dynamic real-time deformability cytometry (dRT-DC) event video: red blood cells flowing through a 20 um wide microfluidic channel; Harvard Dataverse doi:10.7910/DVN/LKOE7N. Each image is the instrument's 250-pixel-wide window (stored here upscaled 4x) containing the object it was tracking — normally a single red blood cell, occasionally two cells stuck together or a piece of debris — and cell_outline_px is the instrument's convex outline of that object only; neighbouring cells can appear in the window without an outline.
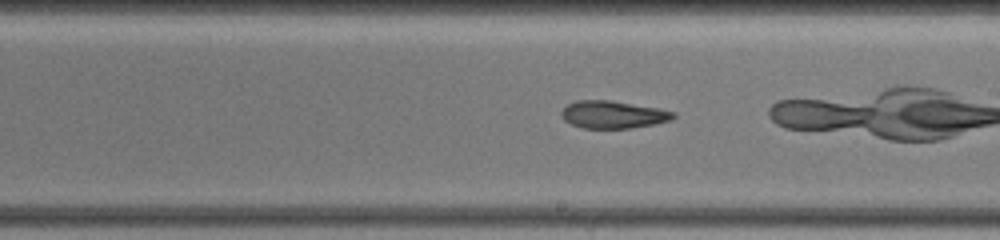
{"species": "common noctule bat (a hibernating species)", "species_latin": "Nyctalus noctula", "temperature_condition": "warm", "stored_images_in_passage": 41, "camera_frame_rate_fps": 3000, "um_per_image_px": 0.085, "animal": {"sex": "female", "body_mass_g": 19.5, "forearm_length_mm": 54.1}, "frame": {"image": 1, "passage_image": 17, "time_ms": 6.0, "image_size_px": [1000, 240], "cell_outline_px": [[676, 116], [672, 120], [656, 124], [628, 128], [584, 128], [572, 124], [564, 120], [560, 116], [560, 112], [568, 104], [576, 100], [612, 100], [656, 108], [676, 112]], "centroid_in_image_um": [52.11, 9.73], "position_along_channel_um": 236.9, "area_um2": 17.98}, "authors_computed_cell_mechanics": {"area_um2": 18.3804, "velocity_mm_per_s": 3.5194, "shape_relaxation_time_tau1_ms": null, "shape_relaxation_time_tau2_ms": 10.2012, "deformation_change_tau1": null, "deformation_change_tau2": 0.2108}}